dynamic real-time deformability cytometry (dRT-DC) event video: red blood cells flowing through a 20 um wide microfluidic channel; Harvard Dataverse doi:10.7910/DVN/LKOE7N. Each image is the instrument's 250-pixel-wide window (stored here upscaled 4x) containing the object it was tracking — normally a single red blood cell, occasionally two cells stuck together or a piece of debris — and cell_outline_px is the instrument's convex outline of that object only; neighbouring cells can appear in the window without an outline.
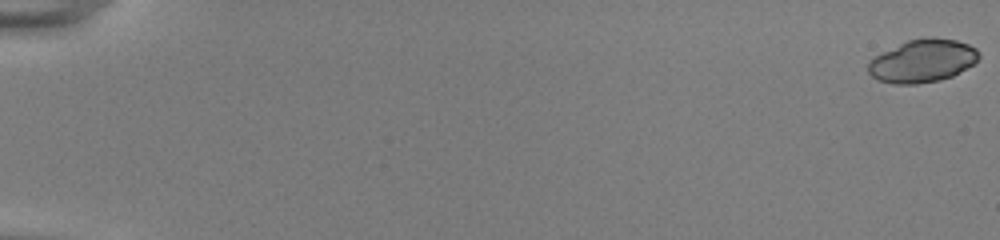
{"species": "common noctule bat (a hibernating species)", "species_latin": "Nyctalus noctula", "temperature_condition": "room temperature", "stored_images_in_passage": 55, "segment_of_instrument_passage": [1, 3], "camera_frame_rate_fps": 3000, "um_per_image_px": 0.085, "animal": {"sex": "female", "body_mass_g": 22.0, "forearm_length_mm": 56.7}, "frame": {"image": 1, "passage_image": 1, "time_ms": 0.0, "image_size_px": [1000, 240], "cell_outline_px": [[976, 60], [972, 64], [948, 76], [932, 80], [884, 80], [876, 60], [880, 56], [916, 40], [948, 40], [964, 44], [972, 48], [976, 52]], "centroid_in_image_um": [78.69, 5.13], "position_along_channel_um": 6.3, "area_um2": 22.37}}
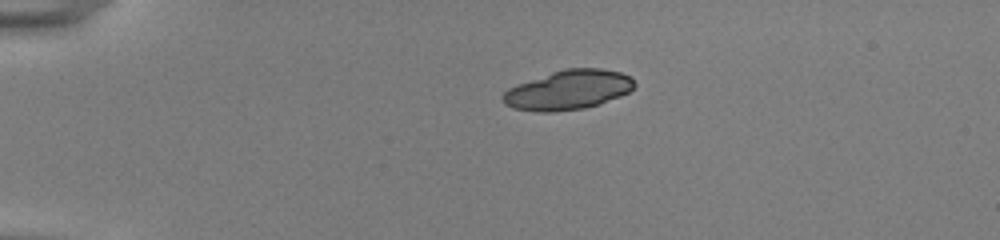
{"frame": {"image": 2, "passage_image": 14, "time_ms": 4.333, "image_size_px": [1000, 240], "cell_outline_px": [[632, 88], [624, 92], [596, 104], [572, 108], [520, 108], [512, 104], [504, 96], [508, 92], [524, 84], [560, 72], [584, 68], [588, 68], [616, 72], [628, 76], [632, 80]], "centroid_in_image_um": [48.47, 7.6], "position_along_channel_um": 36.5, "area_um2": 25.78}}